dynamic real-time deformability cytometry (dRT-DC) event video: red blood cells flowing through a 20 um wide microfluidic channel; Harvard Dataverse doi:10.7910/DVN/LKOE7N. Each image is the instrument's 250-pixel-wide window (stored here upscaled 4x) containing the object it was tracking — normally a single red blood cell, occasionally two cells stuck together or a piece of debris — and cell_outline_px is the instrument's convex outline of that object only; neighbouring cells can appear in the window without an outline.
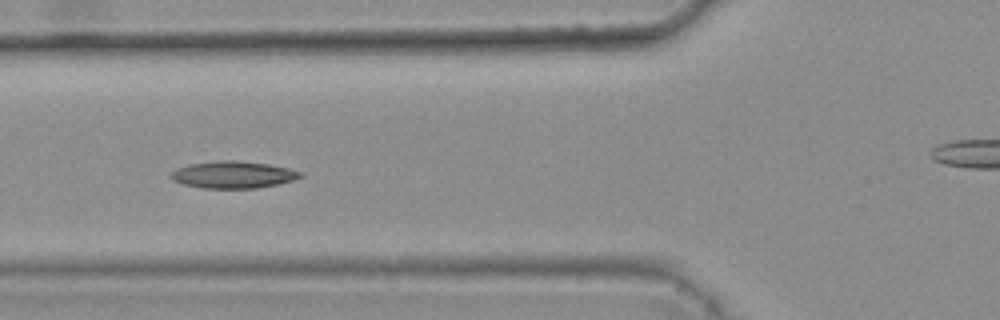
{"species": "common noctule bat (a hibernating species)", "species_latin": "Nyctalus noctula", "temperature_condition": "warm", "stored_images_in_passage": 7, "camera_frame_rate_fps": 3000, "um_per_image_px": 0.085, "animal": {"sex": "female", "body_mass_g": 25.1}, "frame": {"image": 1, "passage_image": 5, "time_ms": 1.333, "image_size_px": [1000, 320], "cell_outline_px": [[304, 176], [292, 180], [276, 184], [256, 188], [200, 188], [184, 184], [172, 180], [168, 176], [176, 168], [188, 164], [220, 160], [236, 160], [268, 164], [288, 168], [300, 172]], "centroid_in_image_um": [19.76, 14.84], "position_along_channel_um": 106.0, "area_um2": 20.35}}
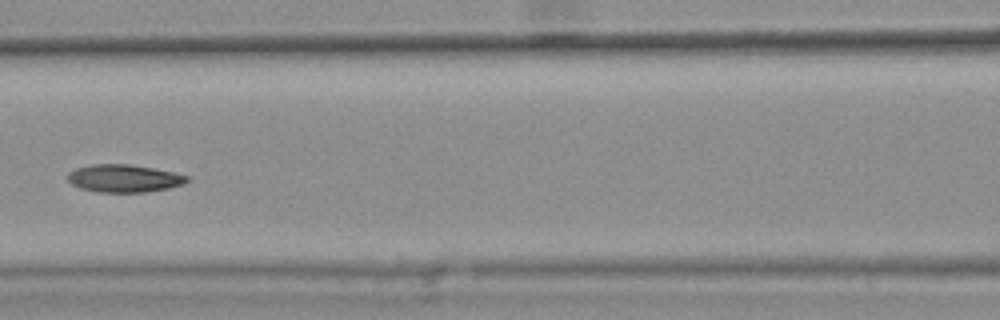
{"frame": {"image": 2, "passage_image": 6, "time_ms": 1.667, "image_size_px": [1000, 320], "cell_outline_px": [[192, 180], [168, 188], [144, 192], [96, 192], [80, 188], [72, 184], [68, 180], [68, 172], [76, 168], [92, 164], [128, 164], [152, 168], [192, 176]], "centroid_in_image_um": [10.55, 15.16], "position_along_channel_um": 156.1, "area_um2": 19.25}}